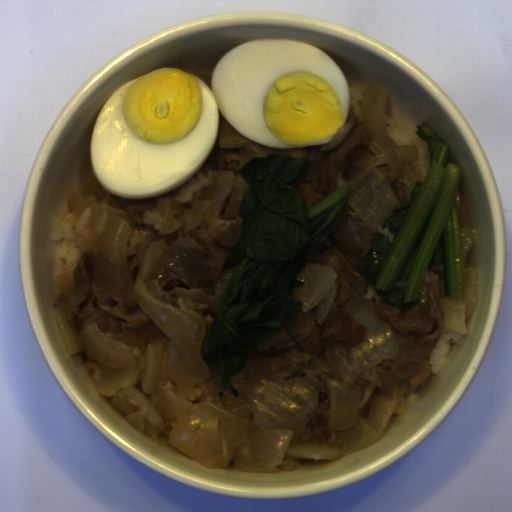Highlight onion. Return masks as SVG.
<instances>
[{
  "label": "onion",
  "instance_id": "obj_1",
  "mask_svg": "<svg viewBox=\"0 0 512 512\" xmlns=\"http://www.w3.org/2000/svg\"><path fill=\"white\" fill-rule=\"evenodd\" d=\"M167 246L155 240L135 274V302L167 337H153L145 352L119 340L125 332H103L95 321L75 331L62 305L51 309L67 358L84 351L114 368L91 382L124 419L155 442L168 419L169 445L202 468L257 474L291 472L299 458L335 459L379 443L409 386L396 383L390 395L381 388L375 366L398 357L401 346L372 299L339 309L368 325L360 347L329 343L291 378L247 377L238 384L247 393L223 408L185 389L211 373L203 355L207 324L169 295L209 302L217 312L234 272L205 288L164 289L154 275Z\"/></svg>",
  "mask_w": 512,
  "mask_h": 512
},
{
  "label": "onion",
  "instance_id": "obj_2",
  "mask_svg": "<svg viewBox=\"0 0 512 512\" xmlns=\"http://www.w3.org/2000/svg\"><path fill=\"white\" fill-rule=\"evenodd\" d=\"M393 116L390 87L369 82L361 102V119L373 135L360 171L350 179L351 190L333 238L344 248L361 251L375 237L391 211L409 200L416 181L425 182L420 170L418 146L397 145L386 128Z\"/></svg>",
  "mask_w": 512,
  "mask_h": 512
},
{
  "label": "onion",
  "instance_id": "obj_3",
  "mask_svg": "<svg viewBox=\"0 0 512 512\" xmlns=\"http://www.w3.org/2000/svg\"><path fill=\"white\" fill-rule=\"evenodd\" d=\"M214 183L197 197H190L187 207L177 200L159 198L152 209H145L143 221L158 232L193 230L204 240L213 236L206 227L210 218L220 215L234 186V171L212 172Z\"/></svg>",
  "mask_w": 512,
  "mask_h": 512
},
{
  "label": "onion",
  "instance_id": "obj_4",
  "mask_svg": "<svg viewBox=\"0 0 512 512\" xmlns=\"http://www.w3.org/2000/svg\"><path fill=\"white\" fill-rule=\"evenodd\" d=\"M73 214L78 218L86 208H91L86 232L122 275L128 276V252L134 225L138 224L105 203L95 202L81 194H70Z\"/></svg>",
  "mask_w": 512,
  "mask_h": 512
},
{
  "label": "onion",
  "instance_id": "obj_5",
  "mask_svg": "<svg viewBox=\"0 0 512 512\" xmlns=\"http://www.w3.org/2000/svg\"><path fill=\"white\" fill-rule=\"evenodd\" d=\"M356 121V115L350 110L344 126L340 127L334 138L327 144L311 146L300 149H276L271 148L243 136L224 117L219 119V145L228 149L243 148V156L240 161L239 170L246 166L252 157H263L266 154H280L300 159L309 160L311 165L306 173H313L318 159L331 150L339 147L351 133Z\"/></svg>",
  "mask_w": 512,
  "mask_h": 512
},
{
  "label": "onion",
  "instance_id": "obj_6",
  "mask_svg": "<svg viewBox=\"0 0 512 512\" xmlns=\"http://www.w3.org/2000/svg\"><path fill=\"white\" fill-rule=\"evenodd\" d=\"M464 285L461 299L440 295L439 305L444 317L443 325L467 335L466 321L471 317L480 300L478 266H467V255L474 246L476 231L471 227H459Z\"/></svg>",
  "mask_w": 512,
  "mask_h": 512
},
{
  "label": "onion",
  "instance_id": "obj_7",
  "mask_svg": "<svg viewBox=\"0 0 512 512\" xmlns=\"http://www.w3.org/2000/svg\"><path fill=\"white\" fill-rule=\"evenodd\" d=\"M295 278L302 284L291 295L301 303V312L315 308L316 321L323 325L338 295V272L329 266L309 262Z\"/></svg>",
  "mask_w": 512,
  "mask_h": 512
},
{
  "label": "onion",
  "instance_id": "obj_8",
  "mask_svg": "<svg viewBox=\"0 0 512 512\" xmlns=\"http://www.w3.org/2000/svg\"><path fill=\"white\" fill-rule=\"evenodd\" d=\"M52 278L54 289L57 294H63L65 292L75 289V266L66 268L65 270L56 274Z\"/></svg>",
  "mask_w": 512,
  "mask_h": 512
}]
</instances>
